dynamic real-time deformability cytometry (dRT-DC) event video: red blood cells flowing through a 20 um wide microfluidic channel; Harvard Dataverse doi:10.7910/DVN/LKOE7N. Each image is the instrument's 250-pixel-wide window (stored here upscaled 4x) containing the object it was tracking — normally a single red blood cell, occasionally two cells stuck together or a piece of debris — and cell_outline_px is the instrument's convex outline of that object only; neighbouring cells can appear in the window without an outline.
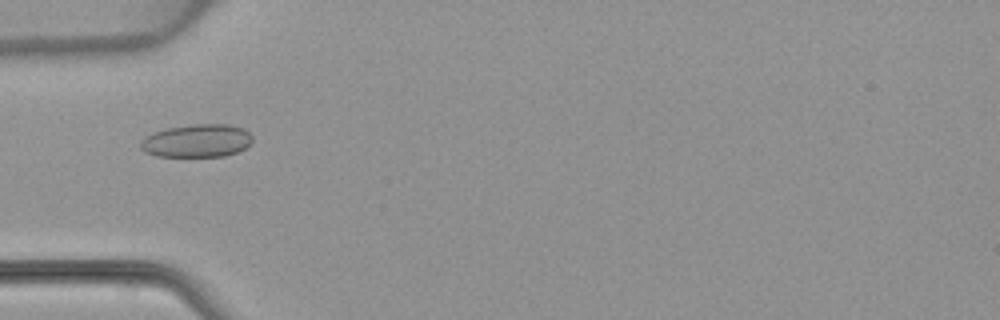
{"species": "common noctule bat (a hibernating species)", "species_latin": "Nyctalus noctula", "temperature_condition": "warm", "stored_images_in_passage": 6, "camera_frame_rate_fps": 3000, "um_per_image_px": 0.085, "animal": {"sex": "female", "body_mass_g": 22.7, "forearm_length_mm": 54.2}, "frame": {"image": 1, "passage_image": 5, "time_ms": 5.0, "image_size_px": [1000, 320], "cell_outline_px": [[252, 144], [248, 148], [224, 156], [156, 156], [144, 152], [140, 148], [140, 140], [144, 136], [152, 132], [168, 128], [192, 124], [228, 124], [244, 128], [252, 136]], "centroid_in_image_um": [16.74, 11.96], "position_along_channel_um": 68.3, "area_um2": 21.85}}
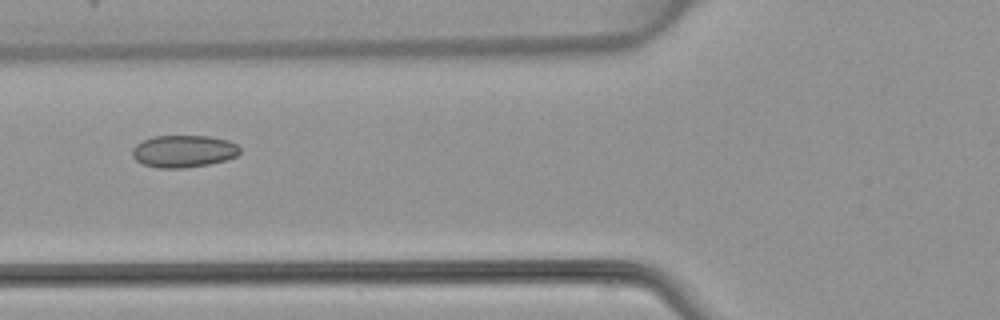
{"frame": {"image": 2, "passage_image": 6, "time_ms": 6.0, "image_size_px": [1000, 320], "cell_outline_px": [[240, 152], [236, 156], [224, 160], [208, 164], [184, 168], [156, 168], [144, 164], [136, 160], [132, 156], [132, 148], [136, 144], [152, 136], [208, 136], [228, 140], [236, 144], [240, 148]], "centroid_in_image_um": [15.58, 12.85], "position_along_channel_um": 110.2, "area_um2": 20.17}}